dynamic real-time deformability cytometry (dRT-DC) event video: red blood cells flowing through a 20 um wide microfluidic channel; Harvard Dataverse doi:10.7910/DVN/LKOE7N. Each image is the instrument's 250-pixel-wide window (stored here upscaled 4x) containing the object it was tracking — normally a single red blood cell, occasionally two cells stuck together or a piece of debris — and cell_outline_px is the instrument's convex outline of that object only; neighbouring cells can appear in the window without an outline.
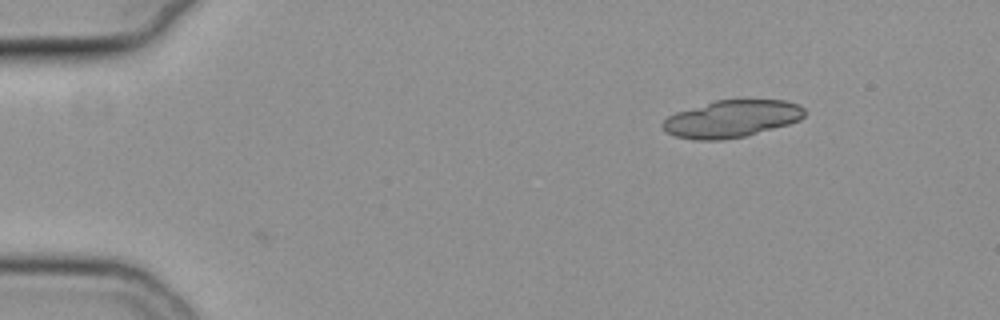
{"species": "common noctule bat (a hibernating species)", "species_latin": "Nyctalus noctula", "temperature_condition": "cold", "stored_images_in_passage": 4, "camera_frame_rate_fps": 3000, "um_per_image_px": 0.085, "animal": {"sex": "female", "body_mass_g": 19.3, "forearm_length_mm": 54.1}, "frame": {"image": 1, "passage_image": 4, "time_ms": 1.0, "image_size_px": [1000, 320], "cell_outline_px": [[804, 116], [800, 120], [788, 124], [744, 136], [720, 140], [696, 140], [676, 136], [668, 132], [660, 124], [668, 116], [676, 112], [716, 100], [784, 100], [800, 104], [804, 108]], "centroid_in_image_um": [62.2, 10.09], "position_along_channel_um": 22.8, "area_um2": 30.46}}